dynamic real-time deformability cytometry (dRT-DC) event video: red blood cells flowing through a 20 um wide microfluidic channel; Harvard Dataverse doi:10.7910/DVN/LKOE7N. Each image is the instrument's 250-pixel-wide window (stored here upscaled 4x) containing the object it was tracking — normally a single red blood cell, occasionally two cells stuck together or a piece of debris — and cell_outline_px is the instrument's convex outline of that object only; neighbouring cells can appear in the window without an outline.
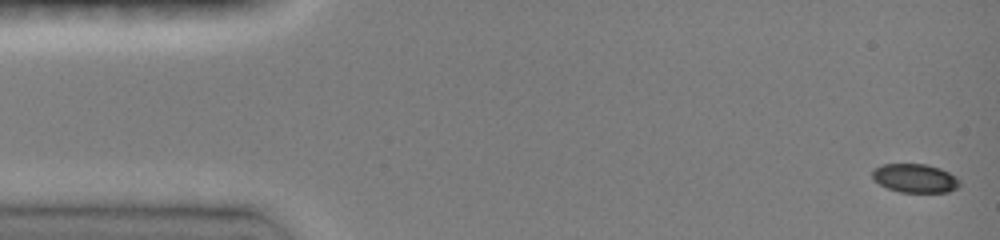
{"species": "common noctule bat (a hibernating species)", "species_latin": "Nyctalus noctula", "temperature_condition": "room temperature", "stored_images_in_passage": 25, "camera_frame_rate_fps": 3000, "um_per_image_px": 0.085, "animal": {"sex": "female", "body_mass_g": 19.0, "forearm_length_mm": 51.5}, "frame": {"image": 1, "passage_image": 1, "time_ms": 0.0, "image_size_px": [1000, 240], "cell_outline_px": [[960, 184], [956, 188], [948, 192], [900, 192], [888, 188], [880, 184], [872, 176], [872, 172], [876, 168], [884, 164], [924, 164], [940, 168], [956, 176], [960, 180]], "centroid_in_image_um": [77.81, 15.15], "position_along_channel_um": 7.2, "area_um2": 14.45}}
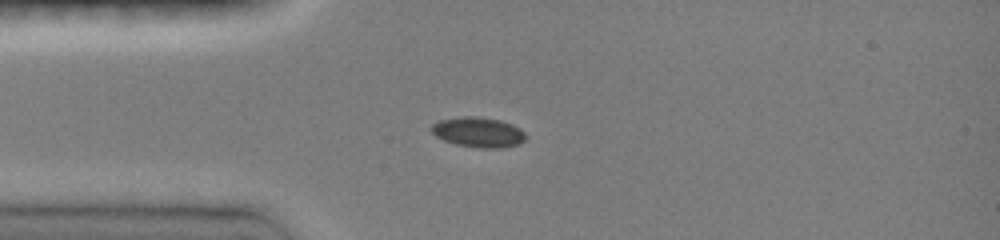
{"frame": {"image": 2, "passage_image": 17, "time_ms": 3.667, "image_size_px": [1000, 240], "cell_outline_px": [[524, 140], [520, 144], [504, 148], [476, 148], [456, 144], [444, 140], [436, 136], [432, 132], [432, 124], [440, 120], [464, 116], [476, 116], [500, 120], [512, 124], [520, 128], [524, 132]], "centroid_in_image_um": [40.67, 11.24], "position_along_channel_um": 44.3, "area_um2": 16.53}}